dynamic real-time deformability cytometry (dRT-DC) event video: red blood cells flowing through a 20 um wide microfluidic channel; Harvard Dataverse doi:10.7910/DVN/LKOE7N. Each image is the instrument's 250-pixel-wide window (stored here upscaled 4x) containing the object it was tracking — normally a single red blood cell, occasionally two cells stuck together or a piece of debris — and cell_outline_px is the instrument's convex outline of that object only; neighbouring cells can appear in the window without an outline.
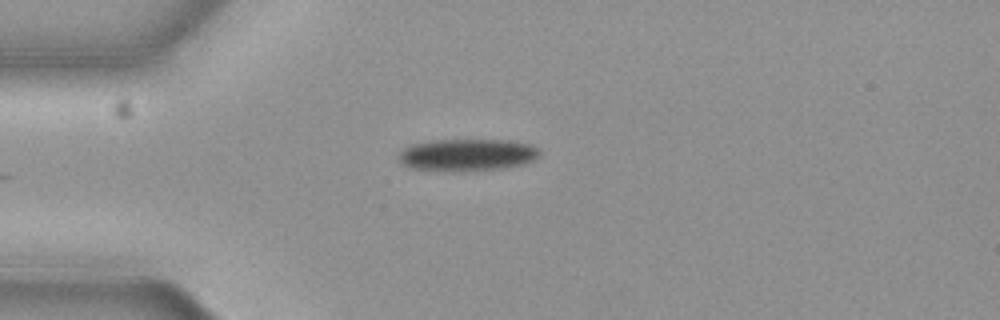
{"species": "common noctule bat (a hibernating species)", "species_latin": "Nyctalus noctula", "temperature_condition": "cold", "stored_images_in_passage": 43, "camera_frame_rate_fps": 3000, "um_per_image_px": 0.085, "animal": {"sex": "female", "body_mass_g": 19.3, "forearm_length_mm": 54.1}, "frame": {"image": 1, "passage_image": 1, "time_ms": 0.0, "image_size_px": [1000, 320], "cell_outline_px": [[540, 156], [524, 164], [504, 168], [456, 172], [452, 172], [412, 168], [404, 164], [400, 160], [400, 152], [408, 144], [436, 140], [508, 140], [532, 144], [540, 148]], "centroid_in_image_um": [39.75, 13.16], "position_along_channel_um": 45.2, "area_um2": 26.65}}
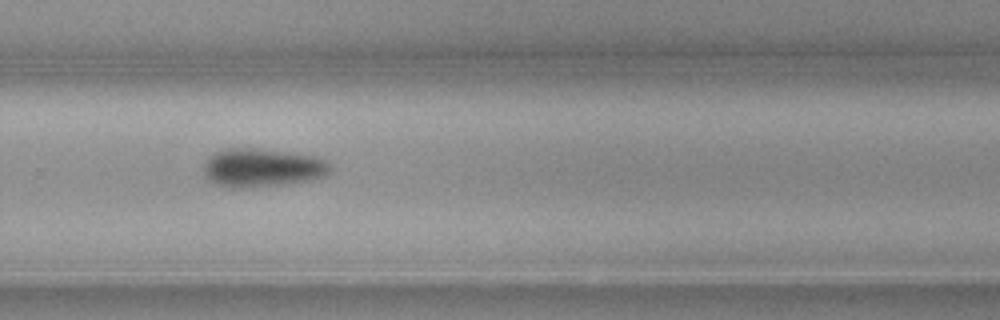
{"frame": {"image": 2, "passage_image": 24, "time_ms": 7.667, "image_size_px": [1000, 320], "cell_outline_px": [[332, 168], [324, 176], [308, 180], [288, 184], [252, 188], [232, 188], [216, 184], [208, 180], [204, 176], [204, 164], [208, 156], [216, 152], [228, 148], [252, 148], [292, 152], [312, 156], [328, 160]], "centroid_in_image_um": [22.27, 14.27], "position_along_channel_um": 307.5, "area_um2": 28.73}}
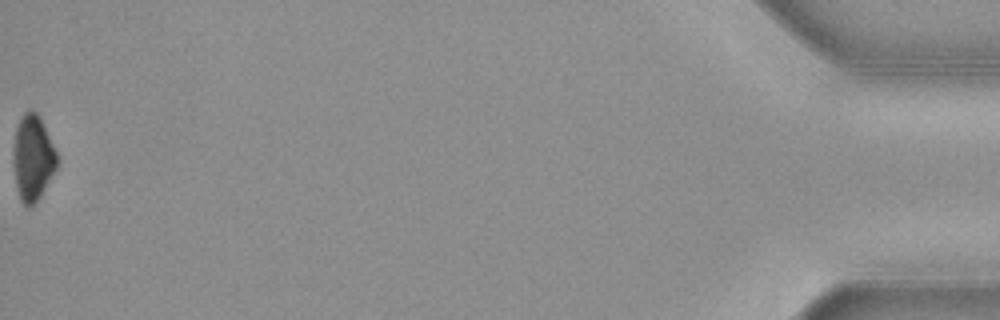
{"frame": {"image": 3, "passage_image": 43, "time_ms": 14.0, "image_size_px": [1000, 320], "cell_outline_px": [[56, 168], [40, 196], [28, 208], [20, 200], [16, 184], [16, 128], [24, 112], [28, 108], [32, 108], [40, 116], [56, 152]], "centroid_in_image_um": [2.82, 13.38], "position_along_channel_um": 432.4, "area_um2": 20.69}, "authors_computed_cell_mechanics": {"area_um2": 27.5128, "velocity_mm_per_s": 3.6787, "shape_relaxation_time_tau1_ms": 3.2178, "shape_relaxation_time_tau2_ms": null, "deformation_change_tau1": 0.1175, "deformation_change_tau2": null}}